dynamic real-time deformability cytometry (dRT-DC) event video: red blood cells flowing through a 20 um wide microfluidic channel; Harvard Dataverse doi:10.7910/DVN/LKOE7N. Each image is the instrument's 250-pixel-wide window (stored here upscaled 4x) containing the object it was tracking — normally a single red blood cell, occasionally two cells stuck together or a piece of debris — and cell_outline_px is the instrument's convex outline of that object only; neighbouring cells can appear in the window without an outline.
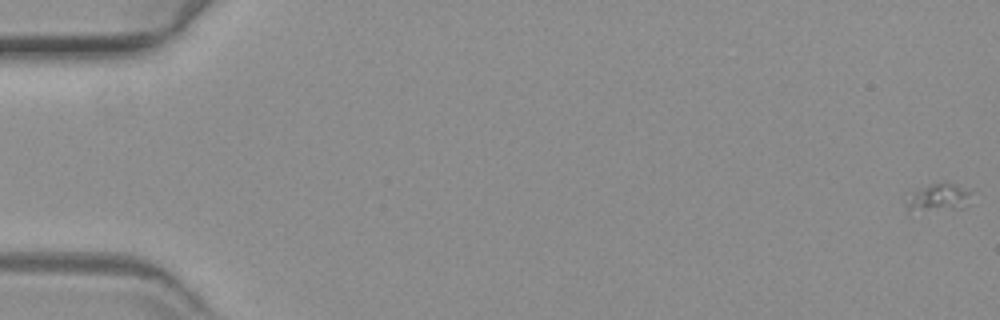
{"species": "common noctule bat (a hibernating species)", "species_latin": "Nyctalus noctula", "temperature_condition": "warm", "stored_images_in_passage": 61, "camera_frame_rate_fps": 3000, "um_per_image_px": 0.085, "animal": {"sex": "female", "body_mass_g": 19.3, "forearm_length_mm": 54.1}, "frame": {"image": 1, "passage_image": 1, "time_ms": 0.0, "image_size_px": [1000, 320], "cell_outline_px": [[972, 192], [968, 204], [964, 208], [908, 216], [904, 200], [912, 192], [932, 184], [944, 180], [968, 188]], "centroid_in_image_um": [79.69, 16.87], "position_along_channel_um": 5.3, "area_um2": 11.79}}
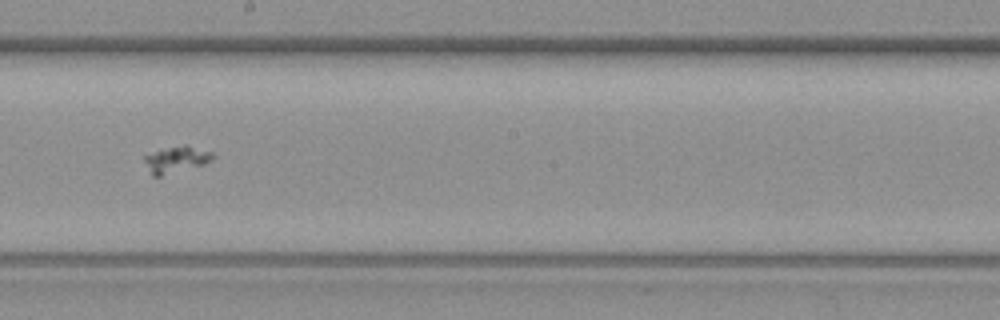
{"frame": {"image": 2, "passage_image": 35, "time_ms": 11.333, "image_size_px": [1000, 320], "cell_outline_px": [[216, 156], [212, 160], [204, 164], [160, 176], [152, 176], [144, 160], [144, 156], [168, 148], [184, 144], [212, 152]], "centroid_in_image_um": [15.02, 13.56], "position_along_channel_um": 233.2, "area_um2": 10.23}}
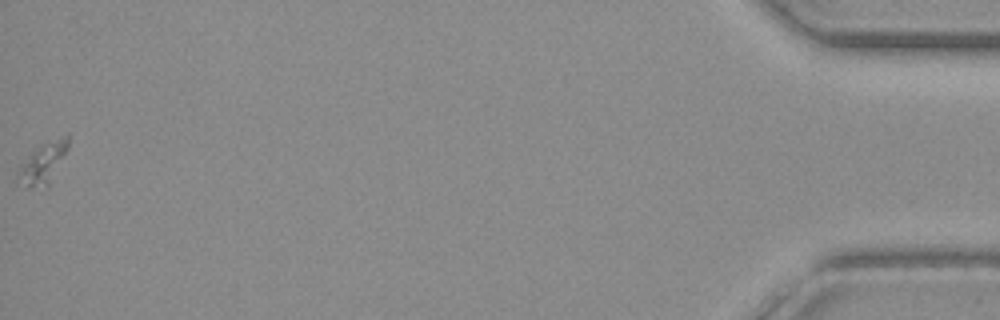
{"frame": {"image": 3, "passage_image": 61, "time_ms": 20.0, "image_size_px": [1000, 320], "cell_outline_px": [[68, 148], [48, 188], [28, 184], [16, 176], [16, 172], [32, 152], [40, 144], [68, 132]], "centroid_in_image_um": [3.74, 13.78], "position_along_channel_um": 431.5, "area_um2": 11.56}}